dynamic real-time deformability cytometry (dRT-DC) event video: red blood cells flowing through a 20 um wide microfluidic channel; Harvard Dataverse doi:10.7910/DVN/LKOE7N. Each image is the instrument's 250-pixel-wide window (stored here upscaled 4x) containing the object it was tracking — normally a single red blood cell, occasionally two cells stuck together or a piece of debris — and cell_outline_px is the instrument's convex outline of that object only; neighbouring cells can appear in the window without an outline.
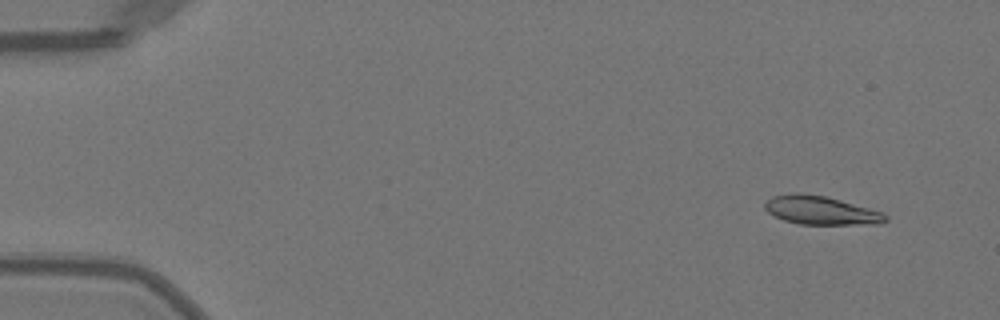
{"species": "Egyptian fruit bat (a non-hibernating species)", "species_latin": "Rousettus aegyptiacus", "temperature_condition": "warm", "stored_images_in_passage": 50, "camera_frame_rate_fps": 3000, "um_per_image_px": 0.085, "animal": {"sex": "female"}, "frame": {"image": 1, "passage_image": 4, "time_ms": 1.0, "image_size_px": [1000, 320], "cell_outline_px": [[888, 220], [880, 224], [800, 224], [784, 220], [772, 216], [764, 208], [764, 204], [772, 196], [792, 192], [800, 192], [824, 196], [840, 200], [884, 212], [888, 216]], "centroid_in_image_um": [69.77, 17.87], "position_along_channel_um": 15.2, "area_um2": 20.23}}
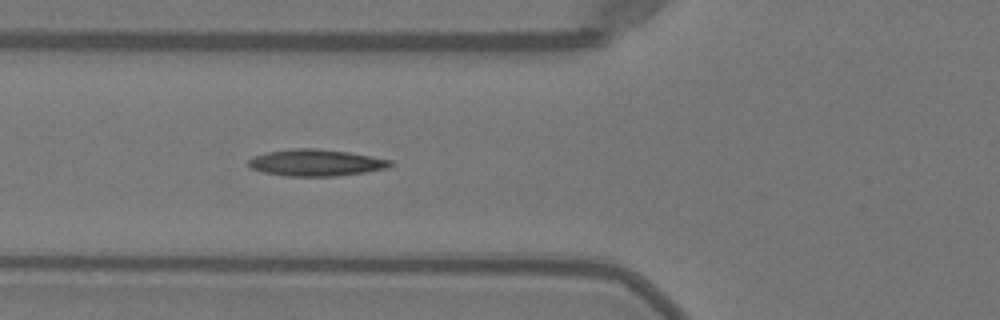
{"frame": {"image": 2, "passage_image": 19, "time_ms": 6.0, "image_size_px": [1000, 320], "cell_outline_px": [[396, 164], [388, 168], [364, 172], [336, 176], [288, 176], [264, 172], [252, 168], [248, 164], [248, 160], [252, 156], [268, 152], [296, 148], [316, 148], [348, 152], [392, 160]], "centroid_in_image_um": [26.89, 13.83], "position_along_channel_um": 98.9, "area_um2": 21.96}}
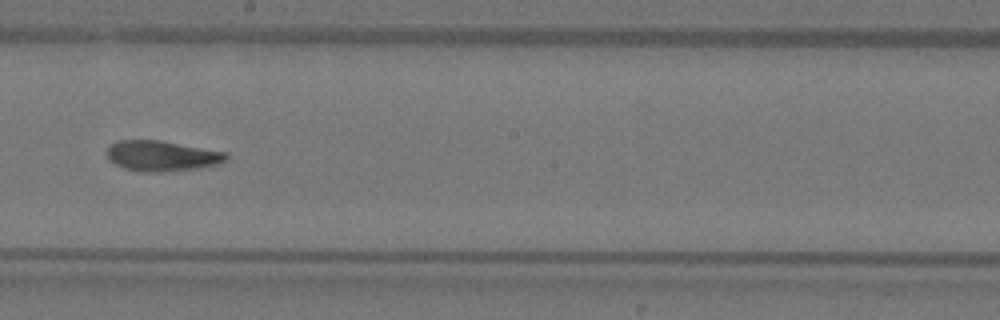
{"frame": {"image": 3, "passage_image": 29, "time_ms": 9.333, "image_size_px": [1000, 320], "cell_outline_px": [[228, 160], [220, 164], [200, 168], [160, 172], [140, 172], [124, 168], [108, 160], [104, 152], [108, 144], [120, 140], [160, 140], [228, 152]], "centroid_in_image_um": [13.74, 13.25], "position_along_channel_um": 234.5, "area_um2": 21.68}, "authors_computed_cell_mechanics": {"area_um2": 20.8658, "velocity_mm_per_s": 4.0586, "shape_relaxation_time_tau1_ms": 5.8324, "shape_relaxation_time_tau2_ms": 2.5226, "deformation_change_tau1": 0.2116, "deformation_change_tau2": 0.0891}}